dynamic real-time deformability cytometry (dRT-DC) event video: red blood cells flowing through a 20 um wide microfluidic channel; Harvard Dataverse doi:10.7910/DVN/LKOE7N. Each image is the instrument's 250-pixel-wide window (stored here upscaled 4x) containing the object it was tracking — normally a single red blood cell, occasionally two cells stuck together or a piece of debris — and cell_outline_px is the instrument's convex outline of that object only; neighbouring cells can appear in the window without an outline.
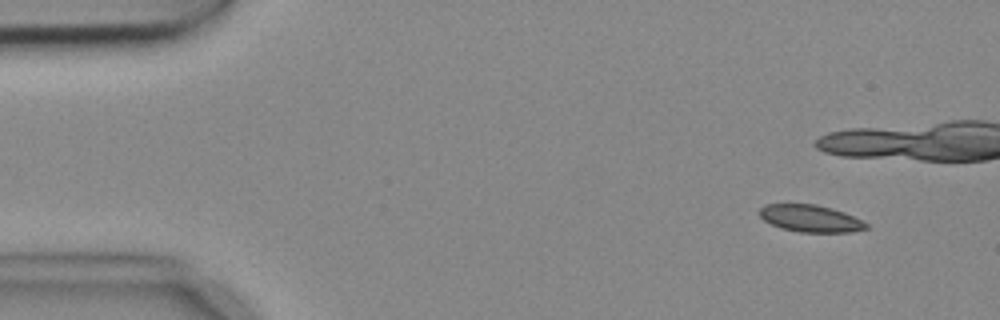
{"species": "common noctule bat (a hibernating species)", "species_latin": "Nyctalus noctula", "temperature_condition": "cold", "stored_images_in_passage": 6, "camera_frame_rate_fps": 3000, "um_per_image_px": 0.085, "animal": {"sex": "female", "body_mass_g": 18.4}, "frame": {"image": 1, "passage_image": 1, "time_ms": 0.0, "image_size_px": [1000, 320], "cell_outline_px": [[868, 228], [852, 232], [800, 232], [780, 228], [764, 220], [760, 216], [760, 208], [764, 204], [816, 204], [832, 208], [844, 212], [868, 224]], "centroid_in_image_um": [68.88, 18.57], "position_along_channel_um": 16.1, "area_um2": 16.76}}